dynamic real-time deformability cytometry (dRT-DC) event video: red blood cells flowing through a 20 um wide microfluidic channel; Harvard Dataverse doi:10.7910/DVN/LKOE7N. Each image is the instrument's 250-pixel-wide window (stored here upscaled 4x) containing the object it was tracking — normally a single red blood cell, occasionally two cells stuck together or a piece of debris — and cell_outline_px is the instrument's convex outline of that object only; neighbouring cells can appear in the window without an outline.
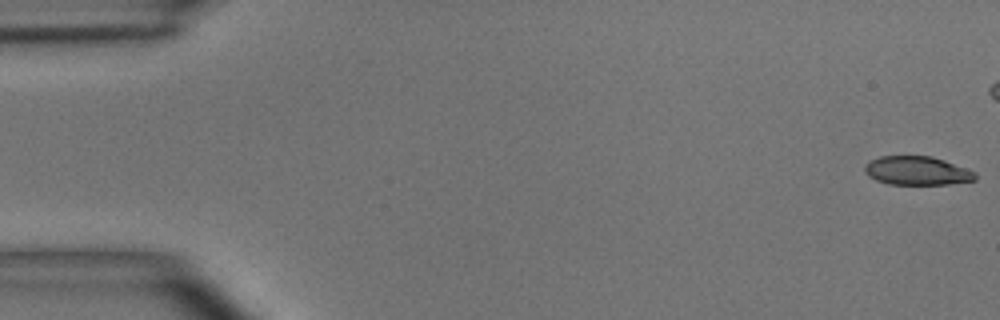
{"species": "common noctule bat (a hibernating species)", "species_latin": "Nyctalus noctula", "temperature_condition": "room temperature", "stored_images_in_passage": 7, "camera_frame_rate_fps": 3000, "um_per_image_px": 0.085, "animal": {"sex": "male", "body_mass_g": 15.6}, "frame": {"image": 1, "passage_image": 1, "time_ms": 0.0, "image_size_px": [1000, 320], "cell_outline_px": [[976, 180], [948, 184], [888, 184], [876, 180], [868, 176], [864, 172], [864, 164], [868, 160], [880, 156], [932, 156], [944, 160], [976, 172]], "centroid_in_image_um": [77.9, 14.5], "position_along_channel_um": 7.1, "area_um2": 18.61}}
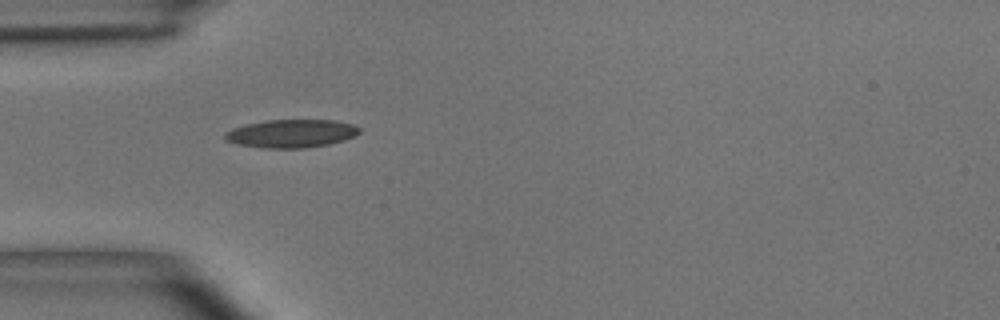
{"frame": {"image": 2, "passage_image": 6, "time_ms": 6.667, "image_size_px": [1000, 320], "cell_outline_px": [[360, 132], [356, 136], [344, 140], [328, 144], [304, 148], [264, 148], [236, 144], [224, 140], [224, 132], [232, 128], [248, 124], [268, 120], [332, 120], [352, 124], [360, 128]], "centroid_in_image_um": [24.74, 11.35], "position_along_channel_um": 60.3, "area_um2": 22.08}}
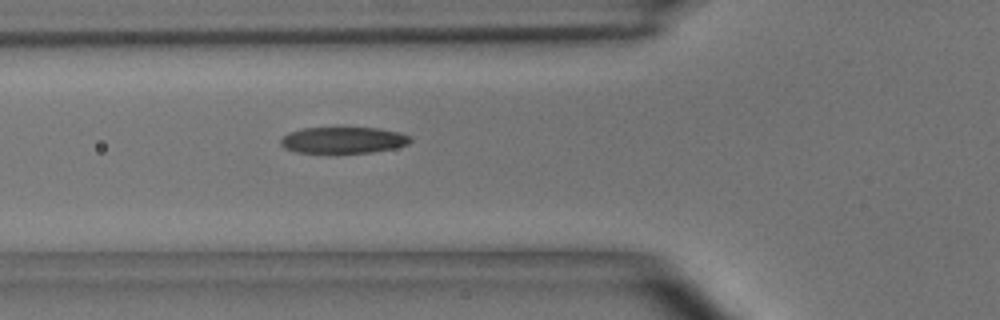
{"frame": {"image": 3, "passage_image": 7, "time_ms": 7.667, "image_size_px": [1000, 320], "cell_outline_px": [[412, 140], [408, 144], [396, 148], [372, 152], [296, 152], [284, 148], [280, 144], [280, 140], [288, 132], [304, 128], [380, 128], [400, 132], [412, 136]], "centroid_in_image_um": [29.22, 11.9], "position_along_channel_um": 96.6, "area_um2": 19.88}}